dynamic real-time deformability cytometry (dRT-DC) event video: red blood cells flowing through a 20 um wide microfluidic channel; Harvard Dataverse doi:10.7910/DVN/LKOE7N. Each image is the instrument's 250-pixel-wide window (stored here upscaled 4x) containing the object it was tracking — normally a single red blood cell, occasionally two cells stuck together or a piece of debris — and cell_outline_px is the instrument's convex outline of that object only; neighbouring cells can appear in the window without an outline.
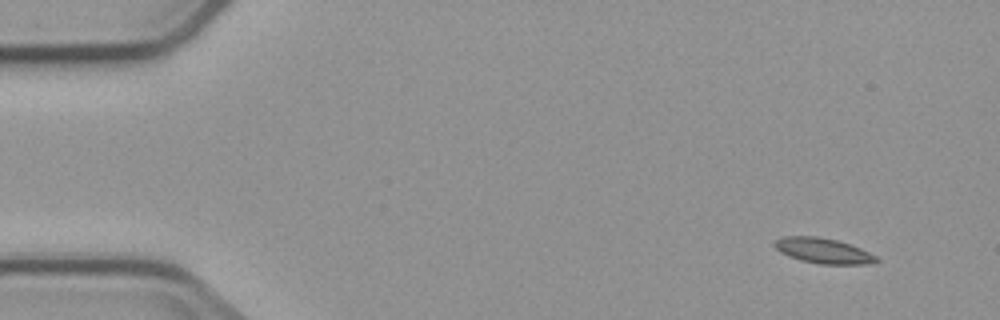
{"species": "common noctule bat (a hibernating species)", "species_latin": "Nyctalus noctula", "temperature_condition": "cold", "stored_images_in_passage": 5, "camera_frame_rate_fps": 3000, "um_per_image_px": 0.085, "animal": {"sex": "male", "body_mass_g": 23.1, "forearm_length_mm": 52.7}, "frame": {"image": 1, "passage_image": 1, "time_ms": 0.0, "image_size_px": [1000, 320], "cell_outline_px": [[880, 260], [868, 264], [820, 264], [800, 260], [788, 256], [780, 252], [772, 244], [776, 240], [784, 236], [820, 236], [836, 240], [860, 248], [876, 256]], "centroid_in_image_um": [69.94, 21.31], "position_along_channel_um": 15.1, "area_um2": 14.97}}
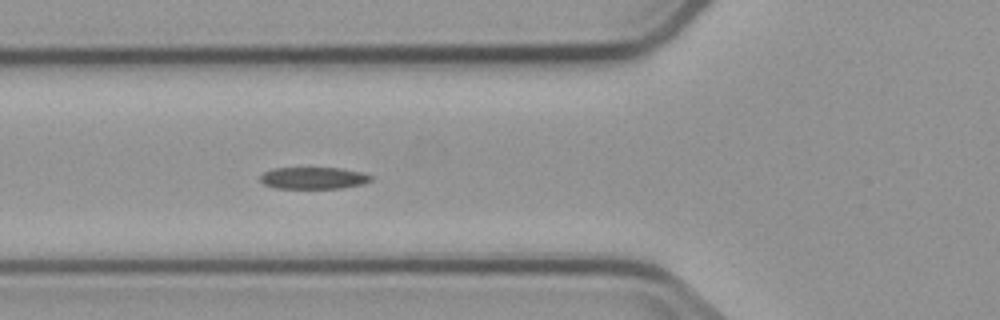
{"frame": {"image": 2, "passage_image": 5, "time_ms": 5.333, "image_size_px": [1000, 320], "cell_outline_px": [[372, 180], [364, 184], [340, 188], [272, 188], [264, 184], [260, 180], [260, 176], [264, 172], [272, 168], [340, 168], [364, 172], [372, 176]], "centroid_in_image_um": [26.66, 15.13], "position_along_channel_um": 99.1, "area_um2": 14.22}}